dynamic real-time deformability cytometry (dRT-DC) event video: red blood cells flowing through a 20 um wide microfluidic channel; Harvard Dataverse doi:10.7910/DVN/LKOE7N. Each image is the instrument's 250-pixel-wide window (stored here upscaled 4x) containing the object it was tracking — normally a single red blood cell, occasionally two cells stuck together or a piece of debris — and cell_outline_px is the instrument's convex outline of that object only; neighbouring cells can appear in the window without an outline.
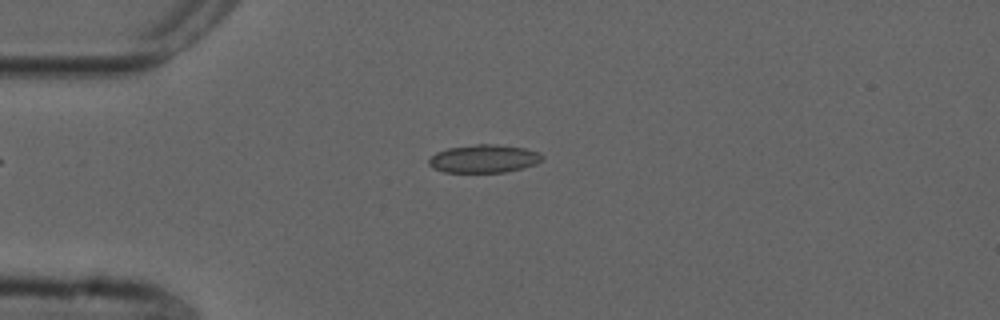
{"species": "common noctule bat (a hibernating species)", "species_latin": "Nyctalus noctula", "temperature_condition": "cold", "stored_images_in_passage": 41, "camera_frame_rate_fps": 3000, "um_per_image_px": 0.085, "animal": {"sex": "male", "forearm_length_mm": 52.5}, "frame": {"image": 1, "passage_image": 1, "time_ms": 0.0, "image_size_px": [1000, 320], "cell_outline_px": [[544, 160], [536, 164], [524, 168], [504, 172], [444, 172], [432, 168], [428, 164], [428, 160], [436, 152], [448, 148], [476, 144], [500, 144], [524, 148], [540, 152], [544, 156]], "centroid_in_image_um": [41.17, 13.48], "position_along_channel_um": 43.8, "area_um2": 18.79}}
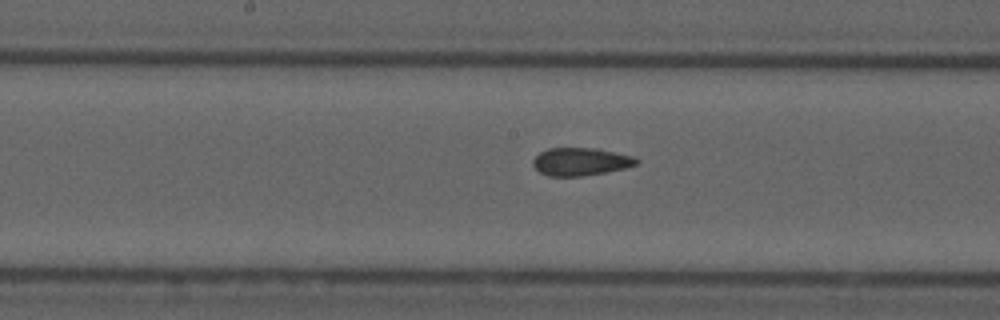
{"frame": {"image": 2, "passage_image": 15, "time_ms": 4.667, "image_size_px": [1000, 320], "cell_outline_px": [[640, 160], [636, 164], [624, 168], [604, 172], [580, 176], [548, 176], [540, 172], [532, 164], [532, 160], [540, 152], [548, 148], [596, 148], [636, 156]], "centroid_in_image_um": [49.36, 13.73], "position_along_channel_um": 198.8, "area_um2": 16.76}}
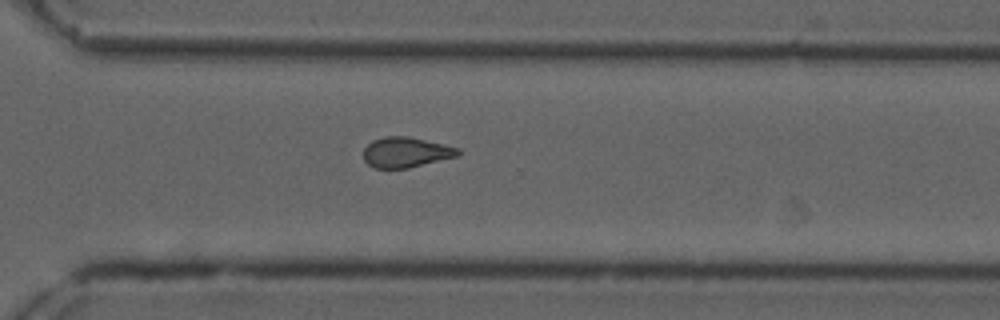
{"frame": {"image": 3, "passage_image": 26, "time_ms": 8.333, "image_size_px": [1000, 320], "cell_outline_px": [[460, 156], [408, 168], [372, 168], [364, 160], [364, 148], [372, 140], [384, 136], [408, 136], [460, 148]], "centroid_in_image_um": [34.51, 12.94], "position_along_channel_um": 336.1, "area_um2": 16.82}, "authors_computed_cell_mechanics": {"area_um2": 16.9932, "velocity_mm_per_s": 3.7538, "shape_relaxation_time_tau1_ms": null, "shape_relaxation_time_tau2_ms": 2.8086, "deformation_change_tau1": null, "deformation_change_tau2": 0.0837}}